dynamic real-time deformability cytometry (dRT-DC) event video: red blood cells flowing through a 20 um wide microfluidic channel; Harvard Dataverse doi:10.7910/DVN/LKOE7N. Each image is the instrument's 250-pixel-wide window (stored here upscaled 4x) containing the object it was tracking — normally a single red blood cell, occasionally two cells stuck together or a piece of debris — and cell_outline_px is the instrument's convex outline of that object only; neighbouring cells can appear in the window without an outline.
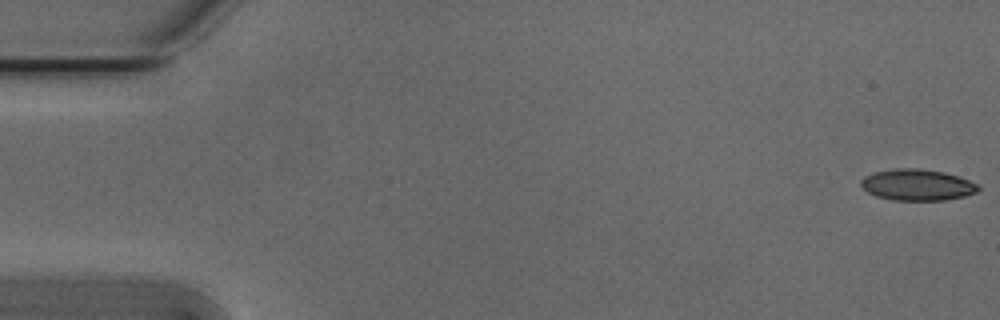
{"species": "Egyptian fruit bat (a non-hibernating species)", "species_latin": "Rousettus aegyptiacus", "temperature_condition": "cold", "stored_images_in_passage": 54, "camera_frame_rate_fps": 3000, "um_per_image_px": 0.085, "animal": {"sex": "male"}, "frame": {"image": 1, "passage_image": 1, "time_ms": 0.0, "image_size_px": [1000, 320], "cell_outline_px": [[980, 188], [976, 192], [964, 196], [944, 200], [892, 200], [876, 196], [868, 192], [860, 184], [860, 180], [864, 176], [872, 172], [896, 168], [916, 168], [944, 172], [980, 184]], "centroid_in_image_um": [77.94, 15.71], "position_along_channel_um": 7.1, "area_um2": 21.39}}
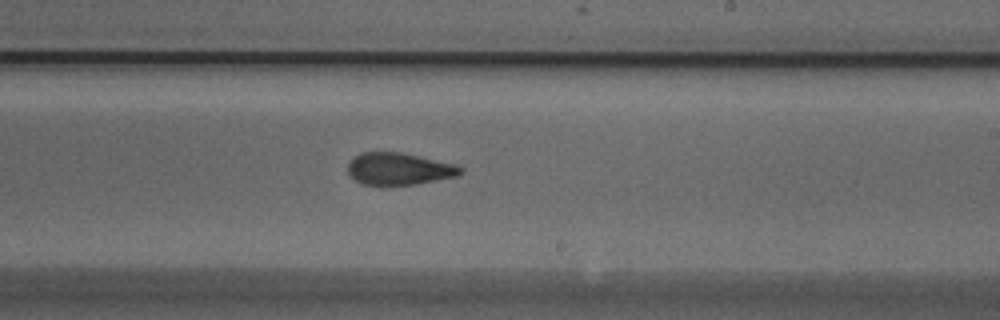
{"frame": {"image": 2, "passage_image": 32, "time_ms": 10.333, "image_size_px": [1000, 320], "cell_outline_px": [[464, 172], [460, 176], [416, 184], [388, 188], [380, 188], [360, 184], [348, 176], [348, 164], [360, 152], [400, 152], [420, 156], [456, 164], [464, 168]], "centroid_in_image_um": [33.91, 14.41], "position_along_channel_um": 255.1, "area_um2": 22.14}}
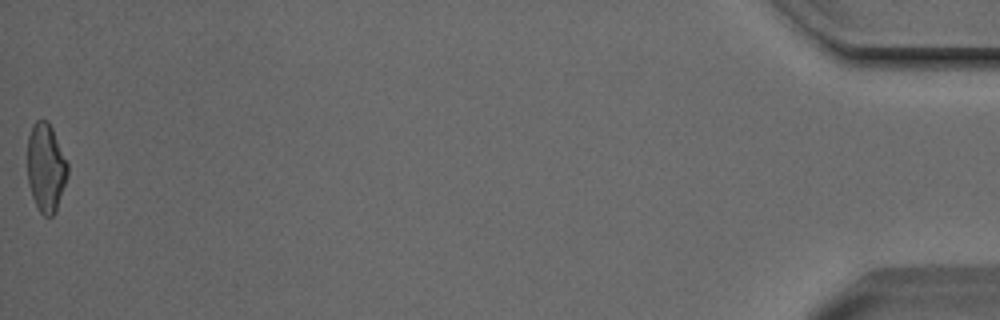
{"frame": {"image": 3, "passage_image": 54, "time_ms": 17.667, "image_size_px": [1000, 320], "cell_outline_px": [[68, 176], [56, 212], [52, 216], [44, 216], [40, 212], [32, 196], [28, 184], [28, 136], [32, 124], [36, 120], [48, 120], [52, 128], [68, 164]], "centroid_in_image_um": [3.9, 14.25], "position_along_channel_um": 431.3, "area_um2": 20.81}, "authors_computed_cell_mechanics": {"area_um2": 21.675, "velocity_mm_per_s": 3.8217, "shape_relaxation_time_tau1_ms": 4.8403, "shape_relaxation_time_tau2_ms": 2.1894, "deformation_change_tau1": 0.1429, "deformation_change_tau2": 0.1013}}